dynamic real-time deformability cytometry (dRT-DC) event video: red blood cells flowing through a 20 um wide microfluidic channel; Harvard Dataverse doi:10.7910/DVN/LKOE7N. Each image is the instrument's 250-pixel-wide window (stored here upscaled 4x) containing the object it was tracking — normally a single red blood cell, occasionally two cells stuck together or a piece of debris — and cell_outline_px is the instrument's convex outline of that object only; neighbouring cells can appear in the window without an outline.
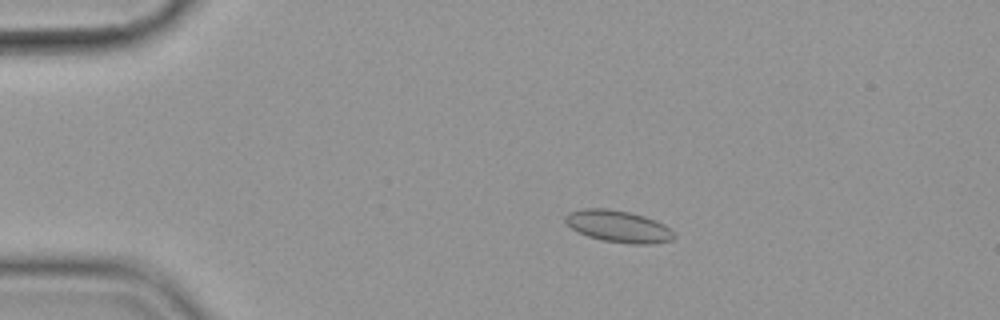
{"species": "common noctule bat (a hibernating species)", "species_latin": "Nyctalus noctula", "temperature_condition": "cold", "stored_images_in_passage": 58, "camera_frame_rate_fps": 3000, "um_per_image_px": 0.085, "animal": {"sex": "female", "body_mass_g": 19.9}, "frame": {"image": 1, "passage_image": 12, "time_ms": 3.667, "image_size_px": [1000, 320], "cell_outline_px": [[676, 236], [672, 240], [652, 244], [632, 244], [600, 240], [588, 236], [572, 228], [564, 220], [564, 216], [568, 212], [584, 208], [608, 208], [628, 212], [644, 216], [656, 220], [664, 224]], "centroid_in_image_um": [52.56, 19.24], "position_along_channel_um": 32.4, "area_um2": 20.17}}
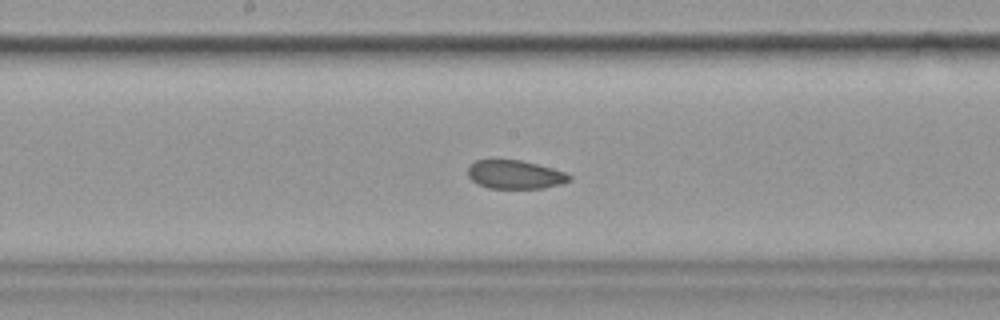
{"frame": {"image": 2, "passage_image": 31, "time_ms": 10.0, "image_size_px": [1000, 320], "cell_outline_px": [[572, 180], [560, 184], [544, 188], [488, 188], [472, 180], [468, 176], [468, 168], [476, 160], [520, 160], [552, 168], [564, 172], [572, 176]], "centroid_in_image_um": [43.8, 14.84], "position_along_channel_um": 204.4, "area_um2": 16.7}}
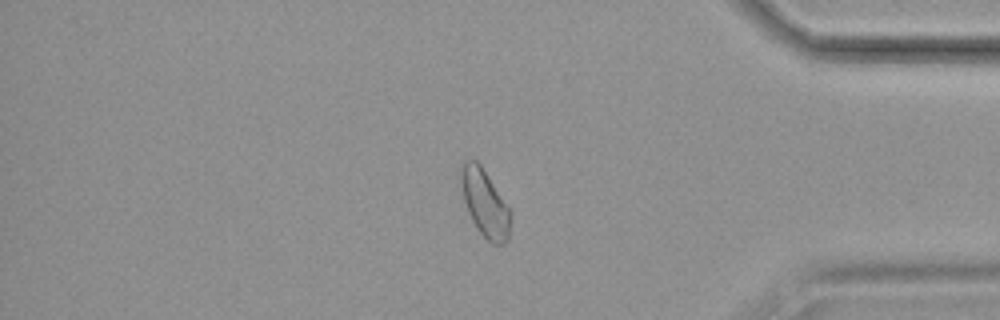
{"frame": {"image": 3, "passage_image": 49, "time_ms": 16.0, "image_size_px": [1000, 320], "cell_outline_px": [[512, 216], [508, 240], [504, 244], [492, 244], [480, 232], [472, 220], [468, 212], [464, 200], [460, 180], [460, 172], [464, 164], [468, 160], [476, 160], [480, 164], [512, 212]], "centroid_in_image_um": [41.24, 17.31], "position_along_channel_um": 394.0, "area_um2": 19.19}, "authors_computed_cell_mechanics": {"area_um2": 18.9006, "velocity_mm_per_s": 3.5371, "shape_relaxation_time_tau1_ms": null, "shape_relaxation_time_tau2_ms": 2.71, "deformation_change_tau1": null, "deformation_change_tau2": 0.0741}}